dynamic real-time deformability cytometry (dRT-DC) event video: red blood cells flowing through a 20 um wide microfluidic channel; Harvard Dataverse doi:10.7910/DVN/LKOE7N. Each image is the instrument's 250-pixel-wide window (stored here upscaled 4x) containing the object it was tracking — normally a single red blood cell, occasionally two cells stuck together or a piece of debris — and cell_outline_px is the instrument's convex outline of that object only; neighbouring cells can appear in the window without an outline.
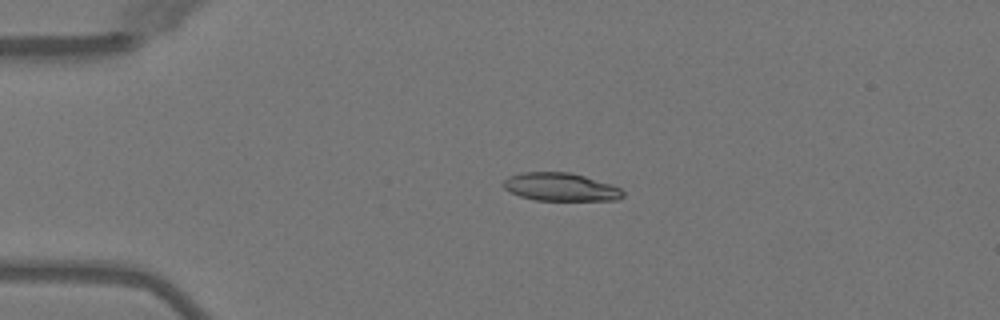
{"species": "Egyptian fruit bat (a non-hibernating species)", "species_latin": "Rousettus aegyptiacus", "temperature_condition": "warm", "stored_images_in_passage": 4, "camera_frame_rate_fps": 3000, "um_per_image_px": 0.085, "animal": {"sex": "female"}, "frame": {"image": 1, "passage_image": 3, "time_ms": 2.333, "image_size_px": [1000, 320], "cell_outline_px": [[624, 196], [616, 200], [536, 200], [520, 196], [504, 188], [500, 184], [508, 176], [520, 172], [568, 172], [584, 176], [612, 184], [620, 188], [624, 192]], "centroid_in_image_um": [47.63, 15.89], "position_along_channel_um": 37.4, "area_um2": 19.59}}